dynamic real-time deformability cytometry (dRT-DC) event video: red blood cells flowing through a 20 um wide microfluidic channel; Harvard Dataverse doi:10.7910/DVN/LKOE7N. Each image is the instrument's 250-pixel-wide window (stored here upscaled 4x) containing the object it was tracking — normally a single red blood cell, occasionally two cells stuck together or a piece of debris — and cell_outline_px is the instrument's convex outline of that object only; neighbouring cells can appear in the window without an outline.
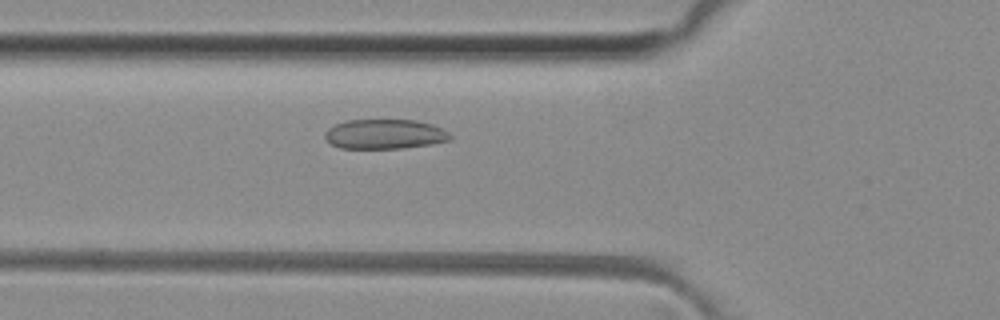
{"species": "common noctule bat (a hibernating species)", "species_latin": "Nyctalus noctula", "temperature_condition": "room temperature", "stored_images_in_passage": 38, "camera_frame_rate_fps": 3000, "um_per_image_px": 0.085, "animal": {"sex": "female", "body_mass_g": 29.2, "forearm_length_mm": 56.3}, "frame": {"image": 1, "passage_image": 5, "time_ms": 1.333, "image_size_px": [1000, 320], "cell_outline_px": [[452, 140], [432, 144], [404, 148], [340, 148], [332, 144], [324, 136], [324, 132], [328, 128], [336, 124], [348, 120], [416, 120], [432, 124], [444, 128], [452, 136]], "centroid_in_image_um": [32.75, 11.4], "position_along_channel_um": 93.0, "area_um2": 21.79}}
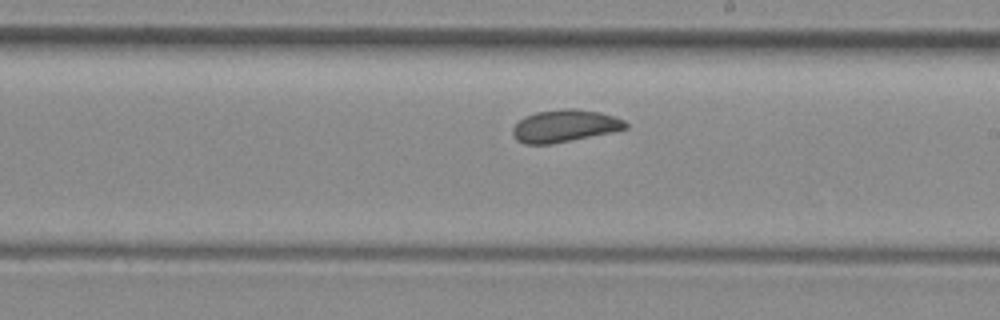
{"frame": {"image": 2, "passage_image": 16, "time_ms": 5.0, "image_size_px": [1000, 320], "cell_outline_px": [[628, 128], [612, 132], [552, 144], [524, 144], [516, 140], [512, 132], [512, 128], [524, 116], [536, 112], [564, 108], [572, 108], [600, 112], [624, 120], [628, 124]], "centroid_in_image_um": [47.98, 10.7], "position_along_channel_um": 241.0, "area_um2": 21.27}}
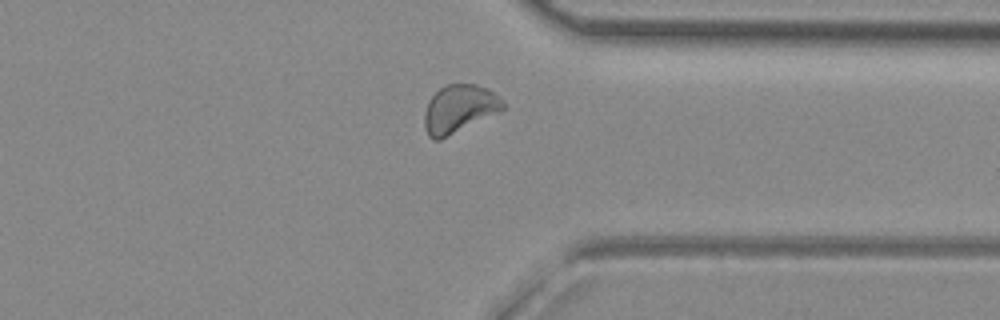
{"frame": {"image": 3, "passage_image": 26, "time_ms": 8.333, "image_size_px": [1000, 320], "cell_outline_px": [[504, 108], [500, 112], [440, 140], [432, 140], [428, 136], [424, 128], [424, 112], [428, 100], [444, 84], [476, 84], [488, 88], [504, 104]], "centroid_in_image_um": [38.99, 9.27], "position_along_channel_um": 372.4, "area_um2": 22.02}, "authors_computed_cell_mechanics": {"area_um2": 21.3571, "velocity_mm_per_s": 4.0306, "shape_relaxation_time_tau1_ms": 3.2917, "shape_relaxation_time_tau2_ms": 2.4852, "deformation_change_tau1": 0.0747, "deformation_change_tau2": 0.0697}}